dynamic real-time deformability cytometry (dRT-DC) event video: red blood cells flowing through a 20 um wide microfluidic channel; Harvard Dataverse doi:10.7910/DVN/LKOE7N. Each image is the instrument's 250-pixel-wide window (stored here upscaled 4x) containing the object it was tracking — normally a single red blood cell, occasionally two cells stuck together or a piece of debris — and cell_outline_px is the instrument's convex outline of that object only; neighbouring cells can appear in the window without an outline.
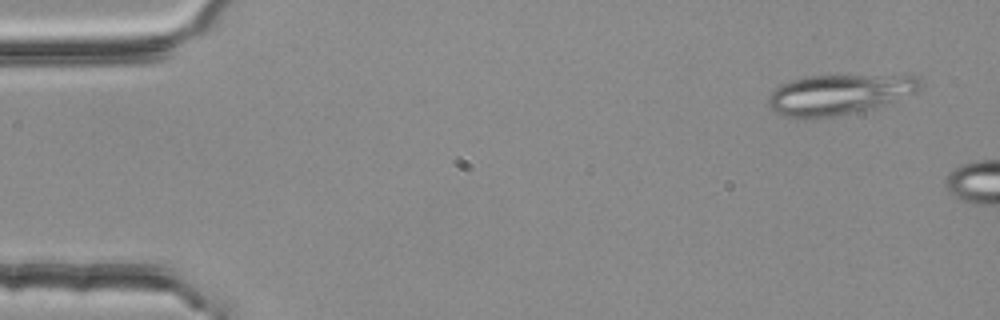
{"species": "common noctule bat (a hibernating species)", "species_latin": "Nyctalus noctula", "temperature_condition": "room temperature", "stored_images_in_passage": 6, "camera_frame_rate_fps": 3000, "um_per_image_px": 0.085, "animal": {"sex": "female", "body_mass_g": 25.1}, "frame": {"image": 1, "passage_image": 1, "time_ms": 0.0, "image_size_px": [1000, 320], "cell_outline_px": [[924, 88], [916, 92], [884, 104], [872, 108], [836, 116], [804, 120], [796, 120], [772, 112], [768, 104], [768, 96], [780, 84], [792, 80], [808, 76], [904, 72], [916, 76], [920, 80]], "centroid_in_image_um": [71.38, 7.99], "position_along_channel_um": 13.6, "area_um2": 37.28}}